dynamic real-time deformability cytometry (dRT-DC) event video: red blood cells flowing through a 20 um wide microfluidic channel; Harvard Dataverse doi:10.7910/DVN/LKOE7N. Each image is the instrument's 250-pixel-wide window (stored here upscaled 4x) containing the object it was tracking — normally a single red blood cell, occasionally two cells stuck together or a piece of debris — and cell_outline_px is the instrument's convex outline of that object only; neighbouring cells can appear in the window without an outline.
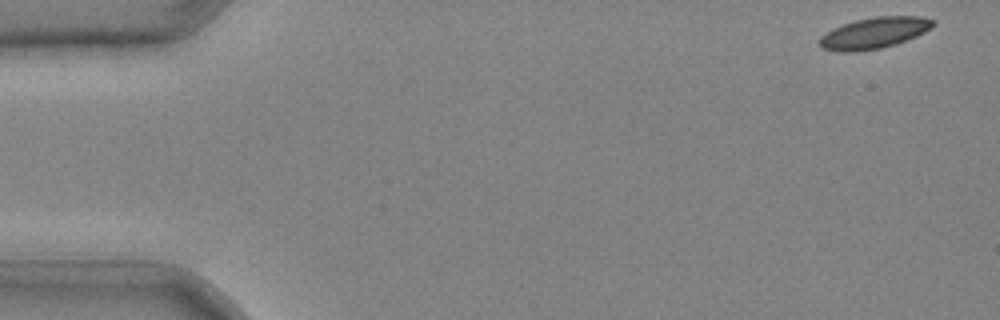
{"species": "common noctule bat (a hibernating species)", "species_latin": "Nyctalus noctula", "temperature_condition": "cold", "stored_images_in_passage": 37, "camera_frame_rate_fps": 3000, "um_per_image_px": 0.085, "animal": {"sex": "male", "body_mass_g": 20.4}, "frame": {"image": 1, "passage_image": 1, "time_ms": 0.0, "image_size_px": [1000, 320], "cell_outline_px": [[936, 24], [932, 28], [916, 36], [896, 44], [880, 48], [856, 52], [840, 52], [824, 48], [820, 44], [820, 36], [832, 28], [856, 20], [876, 16], [920, 16], [936, 20]], "centroid_in_image_um": [74.34, 2.79], "position_along_channel_um": 10.7, "area_um2": 20.63}}
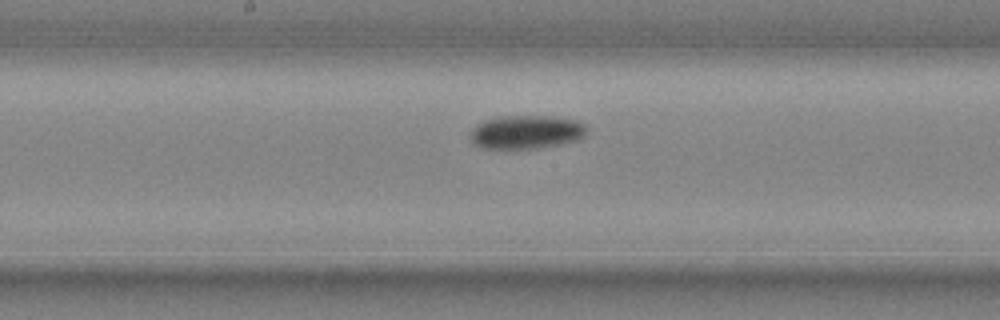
{"frame": {"image": 2, "passage_image": 22, "time_ms": 7.0, "image_size_px": [1000, 320], "cell_outline_px": [[588, 132], [580, 140], [540, 148], [480, 148], [472, 144], [472, 128], [476, 124], [484, 120], [504, 116], [552, 116], [576, 120], [584, 124], [588, 128]], "centroid_in_image_um": [44.77, 11.22], "position_along_channel_um": 203.4, "area_um2": 22.95}}
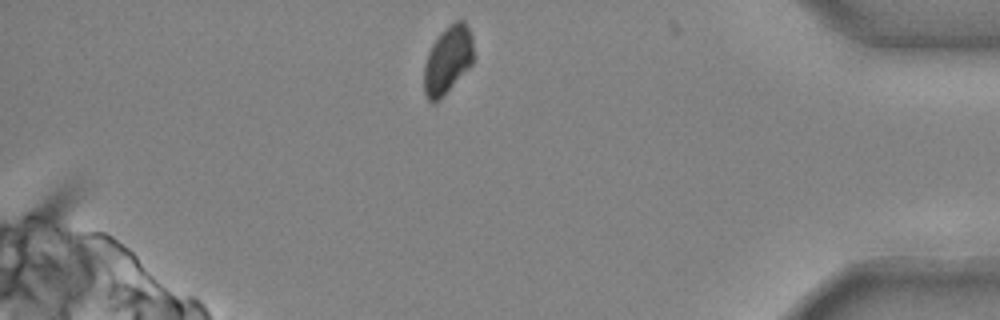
{"frame": {"image": 3, "passage_image": 37, "time_ms": 12.0, "image_size_px": [1000, 320], "cell_outline_px": [[476, 56], [472, 64], [432, 104], [428, 100], [424, 92], [424, 64], [428, 52], [432, 44], [444, 28], [456, 20], [464, 20], [472, 36]], "centroid_in_image_um": [38.08, 5.02], "position_along_channel_um": 397.1, "area_um2": 19.36}}